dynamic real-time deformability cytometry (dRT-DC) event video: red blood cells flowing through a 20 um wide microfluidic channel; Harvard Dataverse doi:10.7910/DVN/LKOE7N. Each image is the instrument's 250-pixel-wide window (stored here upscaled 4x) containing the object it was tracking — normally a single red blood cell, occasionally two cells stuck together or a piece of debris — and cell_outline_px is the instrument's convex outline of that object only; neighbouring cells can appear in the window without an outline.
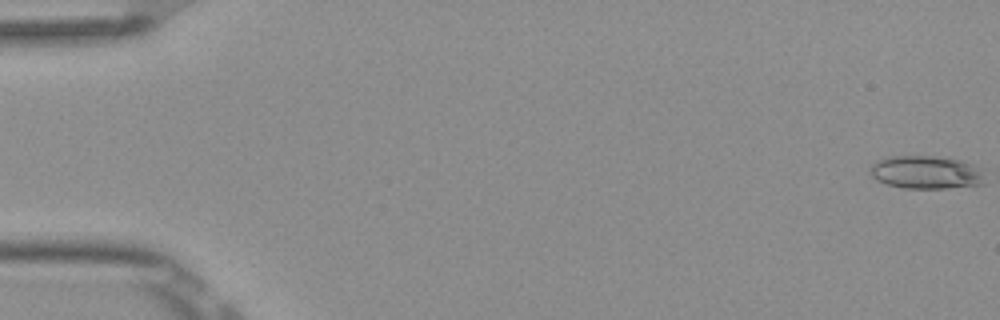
{"species": "Egyptian fruit bat (a non-hibernating species)", "species_latin": "Rousettus aegyptiacus", "temperature_condition": "room temperature", "stored_images_in_passage": 9, "camera_frame_rate_fps": 3000, "um_per_image_px": 0.085, "frame": {"image": 1, "passage_image": 1, "time_ms": 0.0, "image_size_px": [1000, 320], "cell_outline_px": [[984, 184], [944, 188], [904, 188], [888, 184], [876, 180], [868, 172], [872, 164], [876, 160], [888, 156], [932, 156], [960, 160], [972, 164], [980, 168]], "centroid_in_image_um": [78.66, 14.64], "position_along_channel_um": 6.3, "area_um2": 22.02}}
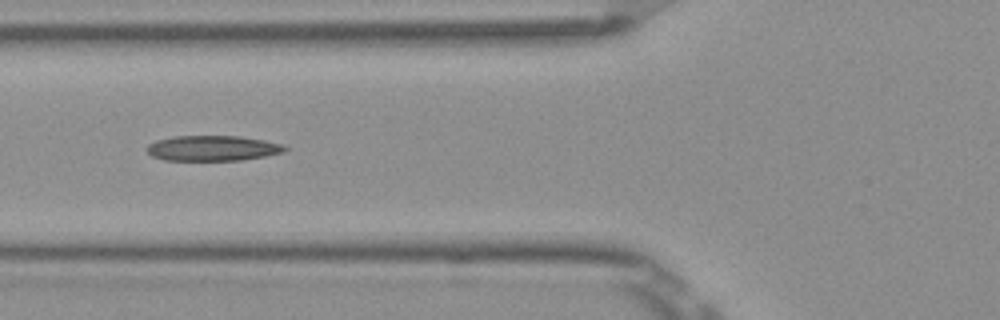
{"frame": {"image": 2, "passage_image": 7, "time_ms": 2.0, "image_size_px": [1000, 320], "cell_outline_px": [[288, 148], [284, 152], [264, 156], [240, 160], [164, 160], [152, 156], [144, 148], [148, 144], [156, 140], [172, 136], [240, 136], [264, 140], [284, 144]], "centroid_in_image_um": [18.06, 12.59], "position_along_channel_um": 107.7, "area_um2": 20.46}}
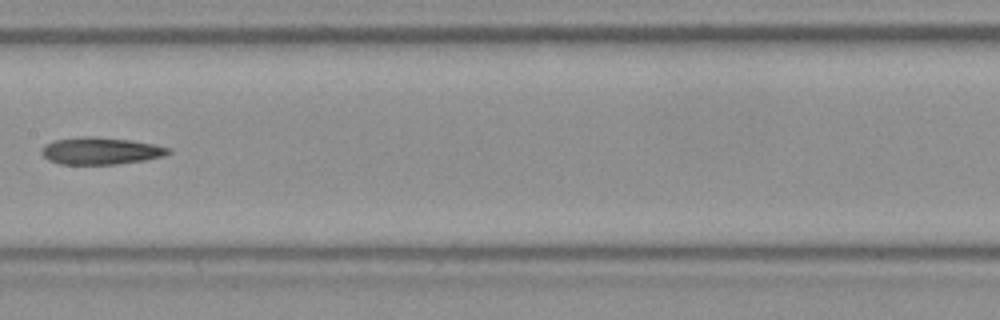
{"frame": {"image": 3, "passage_image": 9, "time_ms": 2.667, "image_size_px": [1000, 320], "cell_outline_px": [[172, 152], [164, 156], [148, 160], [116, 164], [60, 164], [48, 160], [40, 152], [40, 148], [44, 144], [52, 140], [84, 136], [92, 136], [132, 140], [156, 144], [172, 148]], "centroid_in_image_um": [8.58, 12.82], "position_along_channel_um": 198.8, "area_um2": 20.46}}